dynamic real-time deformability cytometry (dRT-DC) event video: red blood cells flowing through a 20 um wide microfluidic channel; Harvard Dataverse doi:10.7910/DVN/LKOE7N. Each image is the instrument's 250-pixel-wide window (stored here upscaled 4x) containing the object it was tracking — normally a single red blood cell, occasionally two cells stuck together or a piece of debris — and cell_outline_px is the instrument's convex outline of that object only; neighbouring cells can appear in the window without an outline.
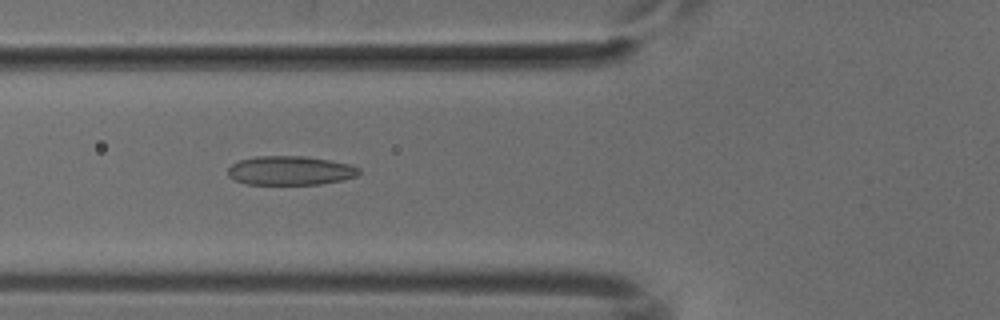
{"species": "common noctule bat (a hibernating species)", "species_latin": "Nyctalus noctula", "temperature_condition": "cold", "stored_images_in_passage": 51, "camera_frame_rate_fps": 3000, "um_per_image_px": 0.085, "animal": {"sex": "male", "body_mass_g": 18.8}, "frame": {"image": 1, "passage_image": 19, "time_ms": 6.0, "image_size_px": [1000, 320], "cell_outline_px": [[360, 172], [356, 176], [344, 180], [320, 184], [248, 184], [236, 180], [228, 176], [228, 168], [232, 164], [240, 160], [256, 156], [308, 156], [332, 160], [348, 164], [360, 168]], "centroid_in_image_um": [24.7, 14.49], "position_along_channel_um": 101.1, "area_um2": 22.25}}
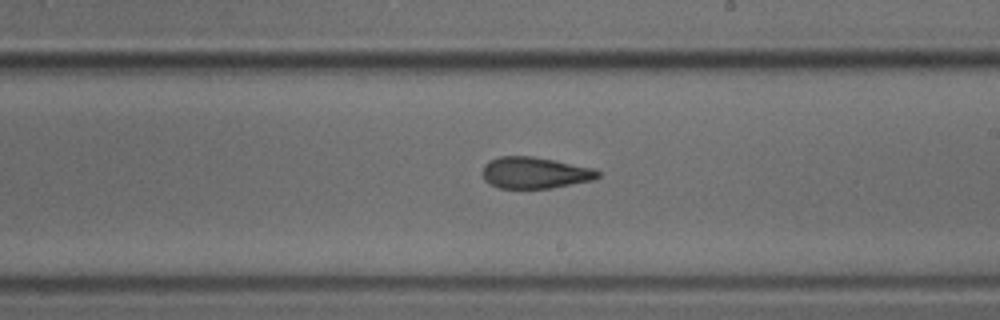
{"frame": {"image": 2, "passage_image": 30, "time_ms": 9.667, "image_size_px": [1000, 320], "cell_outline_px": [[600, 176], [592, 180], [548, 188], [500, 188], [488, 184], [484, 180], [484, 164], [488, 160], [500, 156], [532, 156], [596, 168], [600, 172]], "centroid_in_image_um": [45.45, 14.67], "position_along_channel_um": 243.5, "area_um2": 21.1}}
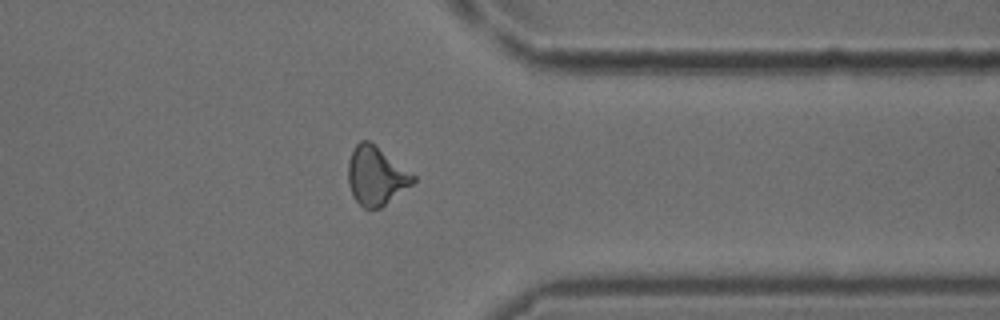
{"frame": {"image": 3, "passage_image": 41, "time_ms": 13.333, "image_size_px": [1000, 320], "cell_outline_px": [[416, 180], [412, 184], [380, 208], [364, 208], [352, 196], [348, 184], [348, 160], [352, 148], [360, 140], [368, 140], [416, 176]], "centroid_in_image_um": [31.93, 14.94], "position_along_channel_um": 379.5, "area_um2": 21.96}}